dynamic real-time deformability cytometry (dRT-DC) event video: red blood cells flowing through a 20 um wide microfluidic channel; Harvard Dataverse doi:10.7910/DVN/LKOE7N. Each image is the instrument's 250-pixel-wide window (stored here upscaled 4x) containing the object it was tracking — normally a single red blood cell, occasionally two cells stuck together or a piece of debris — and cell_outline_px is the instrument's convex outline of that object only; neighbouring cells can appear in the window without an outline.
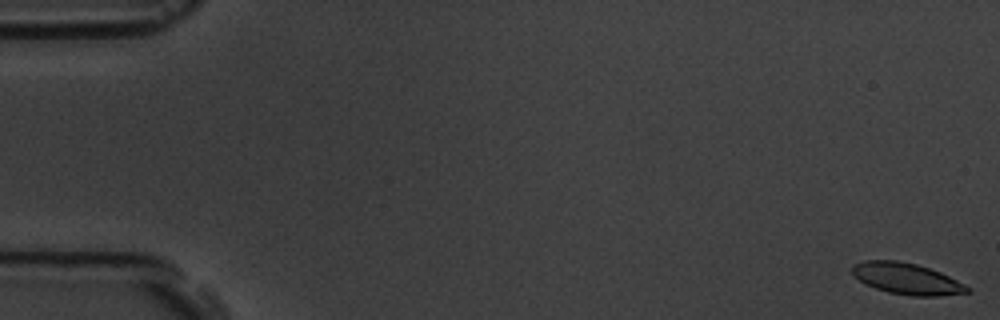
{"species": "common noctule bat (a hibernating species)", "species_latin": "Nyctalus noctula", "temperature_condition": "room temperature", "stored_images_in_passage": 7, "camera_frame_rate_fps": 3000, "um_per_image_px": 0.085, "animal": {"sex": "male", "body_mass_g": 19.5, "forearm_length_mm": 54.6}, "frame": {"image": 1, "passage_image": 1, "time_ms": 0.0, "image_size_px": [1000, 320], "cell_outline_px": [[972, 292], [936, 296], [912, 296], [888, 292], [864, 284], [852, 272], [852, 264], [864, 260], [896, 260], [916, 264], [940, 272], [972, 288]], "centroid_in_image_um": [77.08, 23.69], "position_along_channel_um": 7.9, "area_um2": 20.92}}
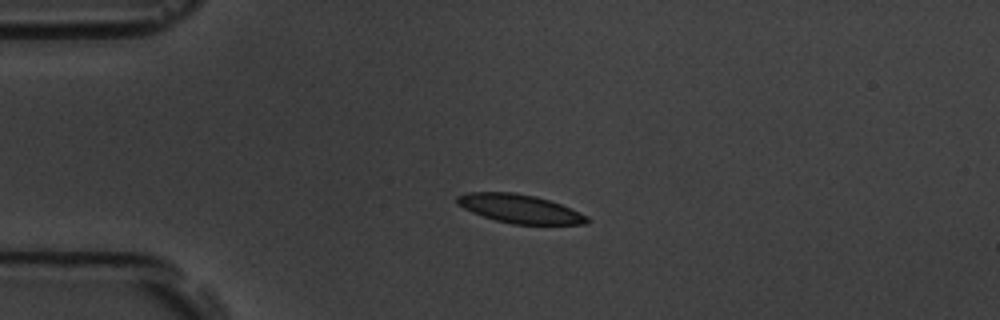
{"frame": {"image": 2, "passage_image": 5, "time_ms": 4.333, "image_size_px": [1000, 320], "cell_outline_px": [[592, 220], [588, 224], [512, 224], [496, 220], [472, 212], [456, 204], [456, 196], [468, 192], [512, 192], [536, 196], [560, 204], [588, 216]], "centroid_in_image_um": [44.18, 17.74], "position_along_channel_um": 40.8, "area_um2": 21.62}}
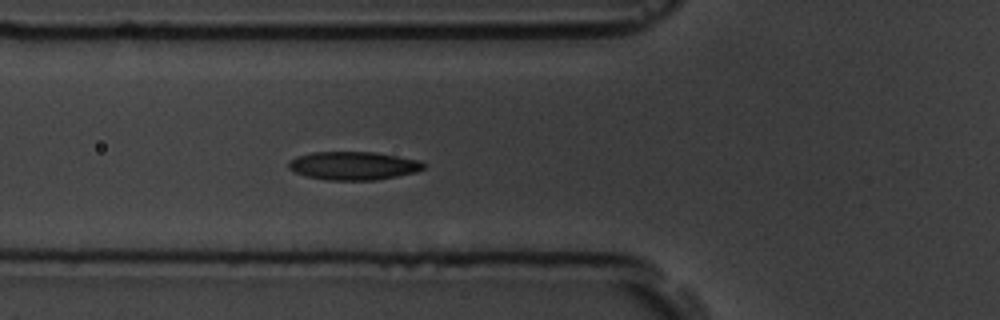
{"frame": {"image": 3, "passage_image": 7, "time_ms": 6.667, "image_size_px": [1000, 320], "cell_outline_px": [[428, 164], [424, 168], [416, 172], [376, 180], [328, 180], [304, 176], [288, 168], [288, 160], [296, 156], [312, 152], [376, 152], [420, 160]], "centroid_in_image_um": [30.04, 14.08], "position_along_channel_um": 95.8, "area_um2": 22.48}}